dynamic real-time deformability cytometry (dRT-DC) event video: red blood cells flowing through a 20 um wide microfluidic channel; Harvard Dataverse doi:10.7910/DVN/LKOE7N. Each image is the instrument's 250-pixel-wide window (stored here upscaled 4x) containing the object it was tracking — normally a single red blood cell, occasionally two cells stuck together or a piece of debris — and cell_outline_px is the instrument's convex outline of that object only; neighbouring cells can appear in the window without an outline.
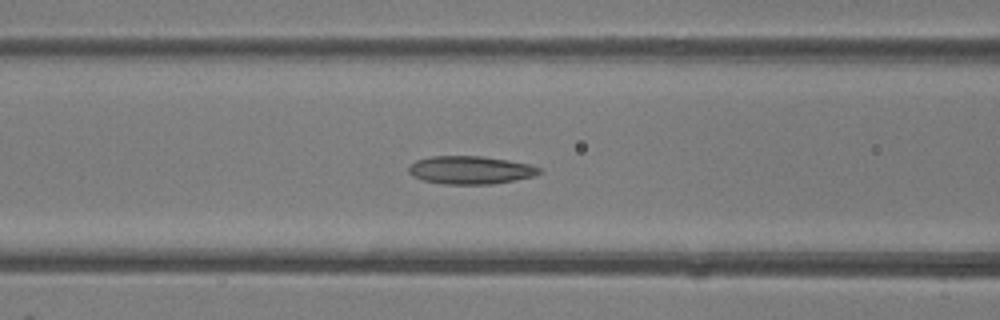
{"species": "common noctule bat (a hibernating species)", "species_latin": "Nyctalus noctula", "temperature_condition": "room temperature", "stored_images_in_passage": 47, "camera_frame_rate_fps": 3000, "um_per_image_px": 0.085, "animal": {"sex": "female"}, "frame": {"image": 1, "passage_image": 18, "time_ms": 5.667, "image_size_px": [1000, 320], "cell_outline_px": [[544, 172], [536, 176], [492, 184], [440, 184], [424, 180], [412, 176], [408, 172], [408, 168], [416, 160], [432, 156], [480, 156], [508, 160], [528, 164], [540, 168]], "centroid_in_image_um": [40.0, 14.46], "position_along_channel_um": 126.6, "area_um2": 21.39}}
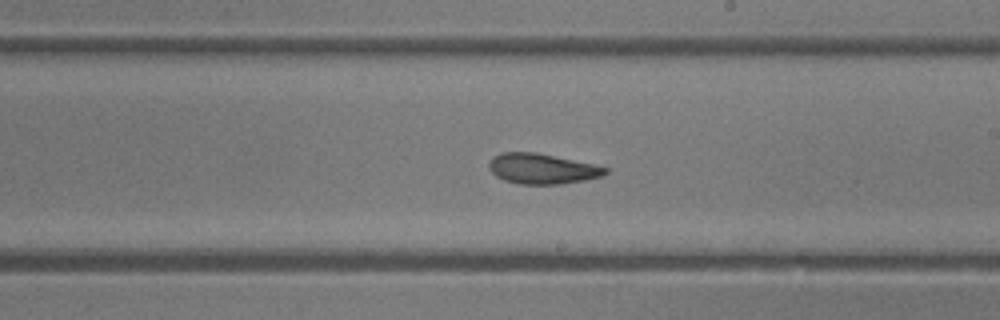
{"frame": {"image": 2, "passage_image": 26, "time_ms": 8.333, "image_size_px": [1000, 320], "cell_outline_px": [[608, 172], [600, 176], [584, 180], [560, 184], [520, 184], [504, 180], [496, 176], [488, 168], [488, 164], [492, 156], [500, 152], [536, 152], [592, 164], [608, 168]], "centroid_in_image_um": [46.02, 14.33], "position_along_channel_um": 243.0, "area_um2": 20.46}}
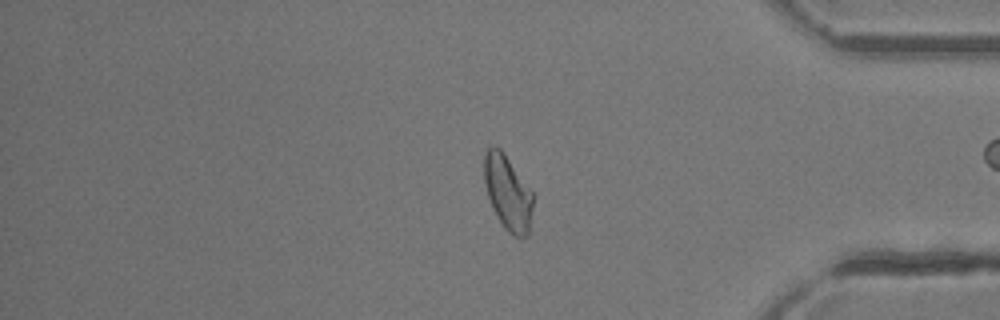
{"frame": {"image": 3, "passage_image": 38, "time_ms": 12.333, "image_size_px": [1000, 320], "cell_outline_px": [[536, 196], [528, 236], [512, 236], [504, 228], [496, 216], [492, 208], [488, 196], [484, 180], [484, 152], [492, 144], [496, 144], [504, 152]], "centroid_in_image_um": [43.19, 16.36], "position_along_channel_um": 392.0, "area_um2": 21.91}, "authors_computed_cell_mechanics": {"area_um2": 22.0218, "velocity_mm_per_s": 4.3661, "shape_relaxation_time_tau1_ms": 6.4091, "shape_relaxation_time_tau2_ms": 2.54, "deformation_change_tau1": 0.1707, "deformation_change_tau2": 0.0941}}